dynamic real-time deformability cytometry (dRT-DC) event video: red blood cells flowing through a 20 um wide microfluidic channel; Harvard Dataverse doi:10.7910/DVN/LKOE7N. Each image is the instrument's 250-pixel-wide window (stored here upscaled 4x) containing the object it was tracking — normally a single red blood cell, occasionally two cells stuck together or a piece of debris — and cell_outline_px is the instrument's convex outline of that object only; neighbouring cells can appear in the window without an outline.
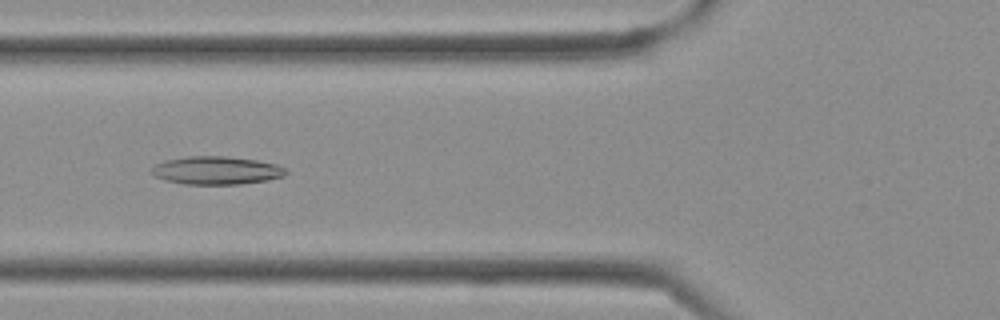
{"species": "Egyptian fruit bat (a non-hibernating species)", "species_latin": "Rousettus aegyptiacus", "temperature_condition": "cold", "stored_images_in_passage": 38, "camera_frame_rate_fps": 3000, "um_per_image_px": 0.085, "frame": {"image": 1, "passage_image": 14, "time_ms": 4.333, "image_size_px": [1000, 320], "cell_outline_px": [[288, 172], [284, 176], [268, 180], [240, 184], [184, 184], [164, 180], [156, 176], [152, 172], [152, 168], [156, 164], [164, 160], [188, 156], [228, 156], [256, 160], [276, 164], [284, 168]], "centroid_in_image_um": [18.4, 14.48], "position_along_channel_um": 107.4, "area_um2": 21.96}}
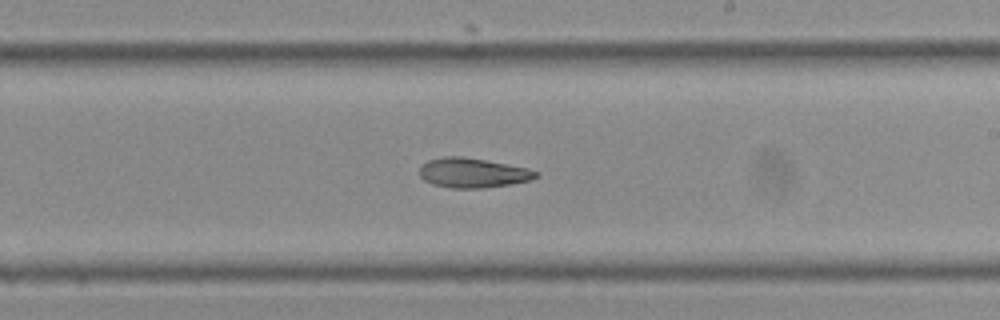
{"frame": {"image": 2, "passage_image": 22, "time_ms": 7.0, "image_size_px": [1000, 320], "cell_outline_px": [[540, 176], [532, 180], [508, 184], [480, 188], [452, 188], [432, 184], [424, 180], [420, 176], [420, 164], [428, 160], [444, 156], [460, 156], [484, 160], [528, 168], [540, 172]], "centroid_in_image_um": [40.18, 14.69], "position_along_channel_um": 248.8, "area_um2": 20.11}}
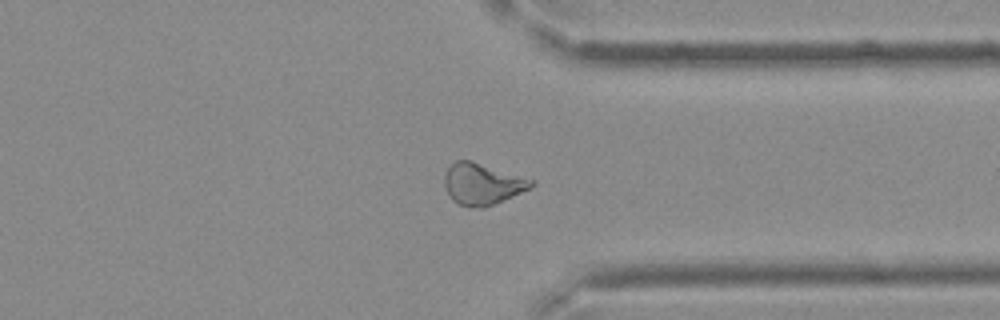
{"frame": {"image": 3, "passage_image": 29, "time_ms": 9.333, "image_size_px": [1000, 320], "cell_outline_px": [[536, 184], [532, 188], [484, 208], [468, 208], [452, 200], [448, 196], [444, 184], [444, 172], [456, 160], [468, 160], [536, 180]], "centroid_in_image_um": [41.0, 15.66], "position_along_channel_um": 370.4, "area_um2": 21.1}}